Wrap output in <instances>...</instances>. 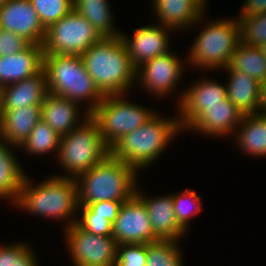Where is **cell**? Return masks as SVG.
Listing matches in <instances>:
<instances>
[{"instance_id": "cell-1", "label": "cell", "mask_w": 266, "mask_h": 266, "mask_svg": "<svg viewBox=\"0 0 266 266\" xmlns=\"http://www.w3.org/2000/svg\"><path fill=\"white\" fill-rule=\"evenodd\" d=\"M81 58L87 73L104 96L125 95L134 86L136 68L121 36L102 37L83 52Z\"/></svg>"}, {"instance_id": "cell-2", "label": "cell", "mask_w": 266, "mask_h": 266, "mask_svg": "<svg viewBox=\"0 0 266 266\" xmlns=\"http://www.w3.org/2000/svg\"><path fill=\"white\" fill-rule=\"evenodd\" d=\"M38 216L65 221L69 227L76 223L78 216V187L75 178L53 175L40 182L32 184L26 174L13 205ZM77 211V212H76ZM78 215H75V214ZM72 216V217H71ZM74 217V218H73ZM67 219V220H66Z\"/></svg>"}, {"instance_id": "cell-3", "label": "cell", "mask_w": 266, "mask_h": 266, "mask_svg": "<svg viewBox=\"0 0 266 266\" xmlns=\"http://www.w3.org/2000/svg\"><path fill=\"white\" fill-rule=\"evenodd\" d=\"M138 171L116 159L111 153L75 179L78 187V205L88 206L98 201L131 199L137 190Z\"/></svg>"}, {"instance_id": "cell-4", "label": "cell", "mask_w": 266, "mask_h": 266, "mask_svg": "<svg viewBox=\"0 0 266 266\" xmlns=\"http://www.w3.org/2000/svg\"><path fill=\"white\" fill-rule=\"evenodd\" d=\"M181 131L178 115L162 118L160 113H156L142 126L125 134L110 148V153L139 171L158 160L174 136Z\"/></svg>"}, {"instance_id": "cell-5", "label": "cell", "mask_w": 266, "mask_h": 266, "mask_svg": "<svg viewBox=\"0 0 266 266\" xmlns=\"http://www.w3.org/2000/svg\"><path fill=\"white\" fill-rule=\"evenodd\" d=\"M43 69L50 94L80 104L85 101L90 114L104 98L87 73L81 55H43Z\"/></svg>"}, {"instance_id": "cell-6", "label": "cell", "mask_w": 266, "mask_h": 266, "mask_svg": "<svg viewBox=\"0 0 266 266\" xmlns=\"http://www.w3.org/2000/svg\"><path fill=\"white\" fill-rule=\"evenodd\" d=\"M110 148L105 144L97 121L90 115L69 134L61 136L56 158L67 172L59 177L76 178L101 162Z\"/></svg>"}, {"instance_id": "cell-7", "label": "cell", "mask_w": 266, "mask_h": 266, "mask_svg": "<svg viewBox=\"0 0 266 266\" xmlns=\"http://www.w3.org/2000/svg\"><path fill=\"white\" fill-rule=\"evenodd\" d=\"M192 44L187 63L198 69L227 68L238 44L240 43V26L237 18L210 20Z\"/></svg>"}, {"instance_id": "cell-8", "label": "cell", "mask_w": 266, "mask_h": 266, "mask_svg": "<svg viewBox=\"0 0 266 266\" xmlns=\"http://www.w3.org/2000/svg\"><path fill=\"white\" fill-rule=\"evenodd\" d=\"M118 95H105L91 116L97 121L102 139L111 148L125 134L142 126L156 112Z\"/></svg>"}, {"instance_id": "cell-9", "label": "cell", "mask_w": 266, "mask_h": 266, "mask_svg": "<svg viewBox=\"0 0 266 266\" xmlns=\"http://www.w3.org/2000/svg\"><path fill=\"white\" fill-rule=\"evenodd\" d=\"M102 37L91 23L74 10L45 30L44 55H81Z\"/></svg>"}, {"instance_id": "cell-10", "label": "cell", "mask_w": 266, "mask_h": 266, "mask_svg": "<svg viewBox=\"0 0 266 266\" xmlns=\"http://www.w3.org/2000/svg\"><path fill=\"white\" fill-rule=\"evenodd\" d=\"M64 238L74 266H114L117 243L113 237L89 233L76 223L64 228Z\"/></svg>"}, {"instance_id": "cell-11", "label": "cell", "mask_w": 266, "mask_h": 266, "mask_svg": "<svg viewBox=\"0 0 266 266\" xmlns=\"http://www.w3.org/2000/svg\"><path fill=\"white\" fill-rule=\"evenodd\" d=\"M112 237L119 244H148L154 234L144 202L135 194L123 202L113 223Z\"/></svg>"}, {"instance_id": "cell-12", "label": "cell", "mask_w": 266, "mask_h": 266, "mask_svg": "<svg viewBox=\"0 0 266 266\" xmlns=\"http://www.w3.org/2000/svg\"><path fill=\"white\" fill-rule=\"evenodd\" d=\"M179 58L178 55L176 57V54L169 52L146 61L136 68V81L155 97L161 98L172 94L184 73L182 69L185 68Z\"/></svg>"}, {"instance_id": "cell-13", "label": "cell", "mask_w": 266, "mask_h": 266, "mask_svg": "<svg viewBox=\"0 0 266 266\" xmlns=\"http://www.w3.org/2000/svg\"><path fill=\"white\" fill-rule=\"evenodd\" d=\"M213 79L196 80L189 88L179 95L176 105L178 109V124L181 130L186 127L207 107L220 104L227 97L226 85Z\"/></svg>"}, {"instance_id": "cell-14", "label": "cell", "mask_w": 266, "mask_h": 266, "mask_svg": "<svg viewBox=\"0 0 266 266\" xmlns=\"http://www.w3.org/2000/svg\"><path fill=\"white\" fill-rule=\"evenodd\" d=\"M138 27L130 39L121 32L120 36L127 48L130 61L135 68L155 57L170 52V36L172 28L158 25ZM170 31V32H169ZM169 38V39H168Z\"/></svg>"}, {"instance_id": "cell-15", "label": "cell", "mask_w": 266, "mask_h": 266, "mask_svg": "<svg viewBox=\"0 0 266 266\" xmlns=\"http://www.w3.org/2000/svg\"><path fill=\"white\" fill-rule=\"evenodd\" d=\"M0 29L12 31L30 44L42 45L45 28L30 0H7L0 7Z\"/></svg>"}, {"instance_id": "cell-16", "label": "cell", "mask_w": 266, "mask_h": 266, "mask_svg": "<svg viewBox=\"0 0 266 266\" xmlns=\"http://www.w3.org/2000/svg\"><path fill=\"white\" fill-rule=\"evenodd\" d=\"M242 117L243 114L226 97L220 104L207 107L186 127V130L190 128L189 131L204 135L224 137L235 133Z\"/></svg>"}, {"instance_id": "cell-17", "label": "cell", "mask_w": 266, "mask_h": 266, "mask_svg": "<svg viewBox=\"0 0 266 266\" xmlns=\"http://www.w3.org/2000/svg\"><path fill=\"white\" fill-rule=\"evenodd\" d=\"M136 195L144 202L153 234L159 240L180 241L187 234L177 222L172 195L149 198L140 189L136 190Z\"/></svg>"}, {"instance_id": "cell-18", "label": "cell", "mask_w": 266, "mask_h": 266, "mask_svg": "<svg viewBox=\"0 0 266 266\" xmlns=\"http://www.w3.org/2000/svg\"><path fill=\"white\" fill-rule=\"evenodd\" d=\"M48 94L47 75L42 69L30 78L1 88L0 110L41 106Z\"/></svg>"}, {"instance_id": "cell-19", "label": "cell", "mask_w": 266, "mask_h": 266, "mask_svg": "<svg viewBox=\"0 0 266 266\" xmlns=\"http://www.w3.org/2000/svg\"><path fill=\"white\" fill-rule=\"evenodd\" d=\"M79 105L68 98L49 93L41 104V119L60 137L67 135L91 115L88 111H84L83 116L79 115Z\"/></svg>"}, {"instance_id": "cell-20", "label": "cell", "mask_w": 266, "mask_h": 266, "mask_svg": "<svg viewBox=\"0 0 266 266\" xmlns=\"http://www.w3.org/2000/svg\"><path fill=\"white\" fill-rule=\"evenodd\" d=\"M42 45L30 44L16 54L0 57V89L30 78L43 69Z\"/></svg>"}, {"instance_id": "cell-21", "label": "cell", "mask_w": 266, "mask_h": 266, "mask_svg": "<svg viewBox=\"0 0 266 266\" xmlns=\"http://www.w3.org/2000/svg\"><path fill=\"white\" fill-rule=\"evenodd\" d=\"M159 25L175 30L187 29L202 22L204 11L194 0H153ZM193 25V26H192Z\"/></svg>"}, {"instance_id": "cell-22", "label": "cell", "mask_w": 266, "mask_h": 266, "mask_svg": "<svg viewBox=\"0 0 266 266\" xmlns=\"http://www.w3.org/2000/svg\"><path fill=\"white\" fill-rule=\"evenodd\" d=\"M41 119V106L0 110V140L20 147Z\"/></svg>"}, {"instance_id": "cell-23", "label": "cell", "mask_w": 266, "mask_h": 266, "mask_svg": "<svg viewBox=\"0 0 266 266\" xmlns=\"http://www.w3.org/2000/svg\"><path fill=\"white\" fill-rule=\"evenodd\" d=\"M230 75L226 84L227 98L243 115L259 113L261 83L250 75L225 68Z\"/></svg>"}, {"instance_id": "cell-24", "label": "cell", "mask_w": 266, "mask_h": 266, "mask_svg": "<svg viewBox=\"0 0 266 266\" xmlns=\"http://www.w3.org/2000/svg\"><path fill=\"white\" fill-rule=\"evenodd\" d=\"M239 126L234 133L239 149L249 156L266 157V115H243Z\"/></svg>"}, {"instance_id": "cell-25", "label": "cell", "mask_w": 266, "mask_h": 266, "mask_svg": "<svg viewBox=\"0 0 266 266\" xmlns=\"http://www.w3.org/2000/svg\"><path fill=\"white\" fill-rule=\"evenodd\" d=\"M11 147L0 140V198L14 203L26 174Z\"/></svg>"}, {"instance_id": "cell-26", "label": "cell", "mask_w": 266, "mask_h": 266, "mask_svg": "<svg viewBox=\"0 0 266 266\" xmlns=\"http://www.w3.org/2000/svg\"><path fill=\"white\" fill-rule=\"evenodd\" d=\"M109 0H73V10L85 17L101 37L120 36L114 28Z\"/></svg>"}, {"instance_id": "cell-27", "label": "cell", "mask_w": 266, "mask_h": 266, "mask_svg": "<svg viewBox=\"0 0 266 266\" xmlns=\"http://www.w3.org/2000/svg\"><path fill=\"white\" fill-rule=\"evenodd\" d=\"M228 67L250 75L262 83L266 80V58L260 47L239 43Z\"/></svg>"}, {"instance_id": "cell-28", "label": "cell", "mask_w": 266, "mask_h": 266, "mask_svg": "<svg viewBox=\"0 0 266 266\" xmlns=\"http://www.w3.org/2000/svg\"><path fill=\"white\" fill-rule=\"evenodd\" d=\"M60 136L42 119L38 121L28 138L18 148L31 155H44L55 152L57 155ZM25 148V149H24Z\"/></svg>"}, {"instance_id": "cell-29", "label": "cell", "mask_w": 266, "mask_h": 266, "mask_svg": "<svg viewBox=\"0 0 266 266\" xmlns=\"http://www.w3.org/2000/svg\"><path fill=\"white\" fill-rule=\"evenodd\" d=\"M179 241L156 240L147 244L145 266H183Z\"/></svg>"}, {"instance_id": "cell-30", "label": "cell", "mask_w": 266, "mask_h": 266, "mask_svg": "<svg viewBox=\"0 0 266 266\" xmlns=\"http://www.w3.org/2000/svg\"><path fill=\"white\" fill-rule=\"evenodd\" d=\"M172 198L177 222L188 232L191 217L196 216L202 209L201 198L192 189H185L182 193L172 194Z\"/></svg>"}, {"instance_id": "cell-31", "label": "cell", "mask_w": 266, "mask_h": 266, "mask_svg": "<svg viewBox=\"0 0 266 266\" xmlns=\"http://www.w3.org/2000/svg\"><path fill=\"white\" fill-rule=\"evenodd\" d=\"M46 29L73 10V0H30Z\"/></svg>"}, {"instance_id": "cell-32", "label": "cell", "mask_w": 266, "mask_h": 266, "mask_svg": "<svg viewBox=\"0 0 266 266\" xmlns=\"http://www.w3.org/2000/svg\"><path fill=\"white\" fill-rule=\"evenodd\" d=\"M238 22L241 43L260 47L266 42V13L248 16Z\"/></svg>"}, {"instance_id": "cell-33", "label": "cell", "mask_w": 266, "mask_h": 266, "mask_svg": "<svg viewBox=\"0 0 266 266\" xmlns=\"http://www.w3.org/2000/svg\"><path fill=\"white\" fill-rule=\"evenodd\" d=\"M25 243L0 246V266H38L37 257Z\"/></svg>"}, {"instance_id": "cell-34", "label": "cell", "mask_w": 266, "mask_h": 266, "mask_svg": "<svg viewBox=\"0 0 266 266\" xmlns=\"http://www.w3.org/2000/svg\"><path fill=\"white\" fill-rule=\"evenodd\" d=\"M78 211L82 212L80 218L76 219L80 228L95 235L112 237L113 224L104 216L95 215L88 206H79Z\"/></svg>"}, {"instance_id": "cell-35", "label": "cell", "mask_w": 266, "mask_h": 266, "mask_svg": "<svg viewBox=\"0 0 266 266\" xmlns=\"http://www.w3.org/2000/svg\"><path fill=\"white\" fill-rule=\"evenodd\" d=\"M147 244L117 245L116 264L114 266H145Z\"/></svg>"}, {"instance_id": "cell-36", "label": "cell", "mask_w": 266, "mask_h": 266, "mask_svg": "<svg viewBox=\"0 0 266 266\" xmlns=\"http://www.w3.org/2000/svg\"><path fill=\"white\" fill-rule=\"evenodd\" d=\"M29 45L30 43L18 34L0 29V57L21 52Z\"/></svg>"}, {"instance_id": "cell-37", "label": "cell", "mask_w": 266, "mask_h": 266, "mask_svg": "<svg viewBox=\"0 0 266 266\" xmlns=\"http://www.w3.org/2000/svg\"><path fill=\"white\" fill-rule=\"evenodd\" d=\"M122 204L123 202L120 201H98L89 204L88 207L95 215L104 216L106 220L113 224Z\"/></svg>"}, {"instance_id": "cell-38", "label": "cell", "mask_w": 266, "mask_h": 266, "mask_svg": "<svg viewBox=\"0 0 266 266\" xmlns=\"http://www.w3.org/2000/svg\"><path fill=\"white\" fill-rule=\"evenodd\" d=\"M237 20H241L248 16H253L261 13H266V0H245L243 8H241Z\"/></svg>"}, {"instance_id": "cell-39", "label": "cell", "mask_w": 266, "mask_h": 266, "mask_svg": "<svg viewBox=\"0 0 266 266\" xmlns=\"http://www.w3.org/2000/svg\"><path fill=\"white\" fill-rule=\"evenodd\" d=\"M259 113L266 115V80L261 83Z\"/></svg>"}, {"instance_id": "cell-40", "label": "cell", "mask_w": 266, "mask_h": 266, "mask_svg": "<svg viewBox=\"0 0 266 266\" xmlns=\"http://www.w3.org/2000/svg\"><path fill=\"white\" fill-rule=\"evenodd\" d=\"M204 11H206L207 0H194Z\"/></svg>"}, {"instance_id": "cell-41", "label": "cell", "mask_w": 266, "mask_h": 266, "mask_svg": "<svg viewBox=\"0 0 266 266\" xmlns=\"http://www.w3.org/2000/svg\"><path fill=\"white\" fill-rule=\"evenodd\" d=\"M260 49H261L262 53L265 55V58H266V42L260 46Z\"/></svg>"}, {"instance_id": "cell-42", "label": "cell", "mask_w": 266, "mask_h": 266, "mask_svg": "<svg viewBox=\"0 0 266 266\" xmlns=\"http://www.w3.org/2000/svg\"><path fill=\"white\" fill-rule=\"evenodd\" d=\"M7 0H0V7L6 2Z\"/></svg>"}]
</instances>
